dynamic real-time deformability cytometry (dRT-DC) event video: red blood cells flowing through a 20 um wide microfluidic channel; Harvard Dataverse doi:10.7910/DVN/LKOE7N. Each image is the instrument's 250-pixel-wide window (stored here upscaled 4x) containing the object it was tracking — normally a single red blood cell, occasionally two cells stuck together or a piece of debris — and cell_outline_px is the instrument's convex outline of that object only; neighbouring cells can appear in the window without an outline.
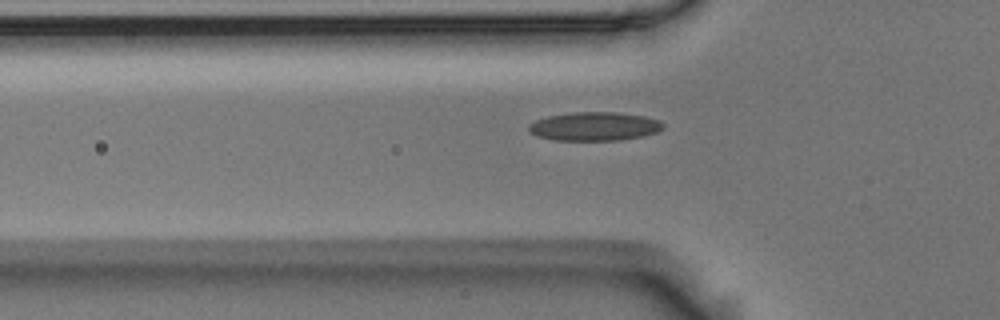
{"species": "Egyptian fruit bat (a non-hibernating species)", "species_latin": "Rousettus aegyptiacus", "temperature_condition": "room temperature", "stored_images_in_passage": 40, "camera_frame_rate_fps": 3000, "um_per_image_px": 0.085, "animal": {"sex": "male"}, "frame": {"image": 1, "passage_image": 10, "time_ms": 3.0, "image_size_px": [1000, 320], "cell_outline_px": [[664, 128], [656, 132], [644, 136], [620, 140], [556, 140], [540, 136], [528, 132], [528, 124], [536, 120], [548, 116], [572, 112], [616, 112], [644, 116], [660, 120], [664, 124]], "centroid_in_image_um": [50.55, 10.74], "position_along_channel_um": 75.3, "area_um2": 22.48}}
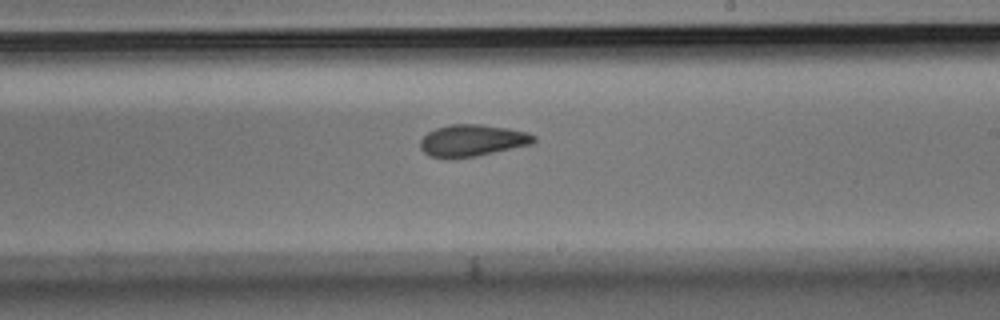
{"frame": {"image": 2, "passage_image": 24, "time_ms": 7.667, "image_size_px": [1000, 320], "cell_outline_px": [[536, 140], [532, 144], [476, 156], [428, 156], [420, 148], [420, 140], [428, 132], [436, 128], [452, 124], [480, 124], [528, 132], [536, 136]], "centroid_in_image_um": [40.17, 11.92], "position_along_channel_um": 248.8, "area_um2": 20.52}}
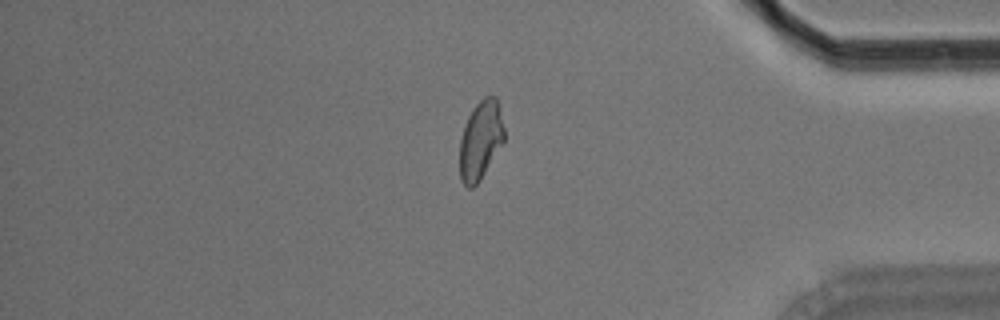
{"frame": {"image": 3, "passage_image": 38, "time_ms": 12.333, "image_size_px": [1000, 320], "cell_outline_px": [[504, 140], [480, 180], [472, 188], [468, 188], [460, 180], [460, 140], [468, 116], [472, 108], [484, 96], [496, 96], [500, 108], [504, 128]], "centroid_in_image_um": [40.85, 11.9], "position_along_channel_um": 394.4, "area_um2": 20.29}}